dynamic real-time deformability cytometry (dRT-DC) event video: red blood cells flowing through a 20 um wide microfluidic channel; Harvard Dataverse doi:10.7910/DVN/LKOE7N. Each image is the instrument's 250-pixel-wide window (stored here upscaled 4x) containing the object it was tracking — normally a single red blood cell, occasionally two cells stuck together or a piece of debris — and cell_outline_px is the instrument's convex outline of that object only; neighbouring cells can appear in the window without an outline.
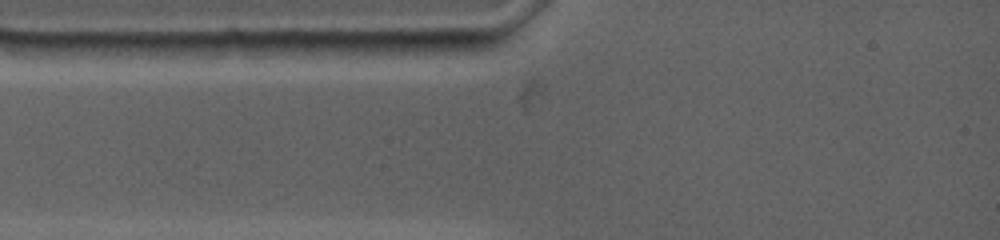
{"species": "common noctule bat (a hibernating species)", "species_latin": "Nyctalus noctula", "temperature_condition": "warm", "stored_images_in_passage": 1, "camera_frame_rate_fps": 4500, "um_per_image_px": 0.085, "animal": {"sex": "female", "body_mass_g": 19.0, "forearm_length_mm": 53.3}, "frame": {"image": 1, "passage_image": 1, "time_ms": 0.0, "image_size_px": [1000, 240], "cell_outline_px": [[188, 44], [180, 60], [112, 60], [104, 44], [136, 40]], "centroid_in_image_um": [12.38, 4.3], "position_along_channel_um": 72.6, "area_um2": 10.0}}